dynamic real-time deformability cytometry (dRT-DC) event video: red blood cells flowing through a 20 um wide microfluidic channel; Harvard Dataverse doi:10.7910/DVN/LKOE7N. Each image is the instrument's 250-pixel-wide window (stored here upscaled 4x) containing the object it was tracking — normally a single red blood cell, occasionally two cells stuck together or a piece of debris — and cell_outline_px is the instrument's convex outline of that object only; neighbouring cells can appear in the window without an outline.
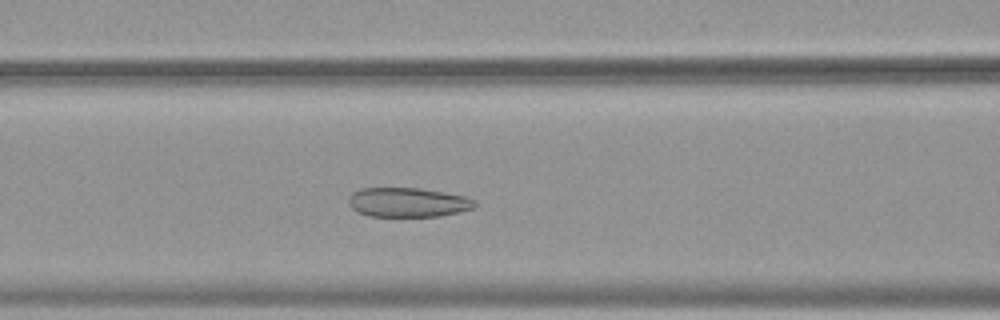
{"species": "common noctule bat (a hibernating species)", "species_latin": "Nyctalus noctula", "temperature_condition": "warm", "stored_images_in_passage": 48, "camera_frame_rate_fps": 3000, "um_per_image_px": 0.085, "animal": {"sex": "female", "body_mass_g": 19.9}, "frame": {"image": 1, "passage_image": 17, "time_ms": 5.333, "image_size_px": [1000, 320], "cell_outline_px": [[476, 204], [472, 208], [460, 212], [440, 216], [368, 216], [352, 208], [348, 204], [348, 196], [352, 192], [360, 188], [420, 188], [468, 196], [476, 200]], "centroid_in_image_um": [34.68, 17.19], "position_along_channel_um": 131.9, "area_um2": 21.79}}
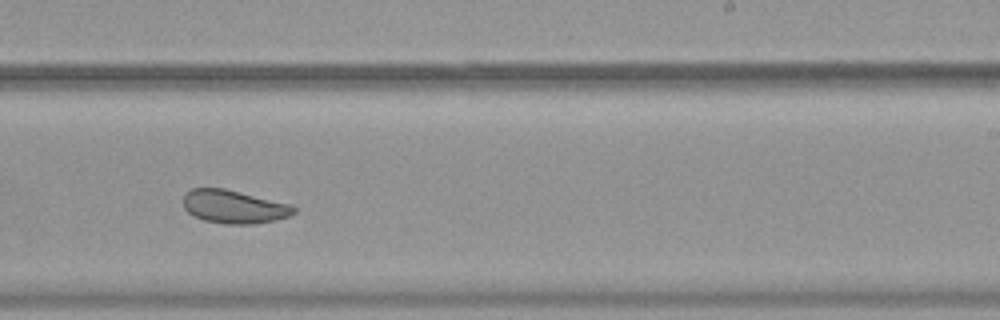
{"frame": {"image": 2, "passage_image": 28, "time_ms": 9.0, "image_size_px": [1000, 320], "cell_outline_px": [[296, 212], [288, 216], [276, 220], [252, 224], [224, 224], [204, 220], [188, 212], [184, 208], [184, 192], [192, 188], [224, 188], [292, 204], [296, 208]], "centroid_in_image_um": [19.9, 17.56], "position_along_channel_um": 269.1, "area_um2": 21.5}}
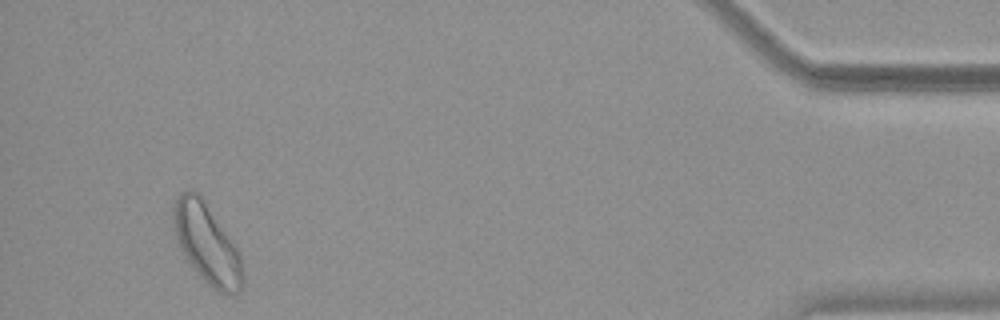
{"frame": {"image": 3, "passage_image": 45, "time_ms": 14.667, "image_size_px": [1000, 320], "cell_outline_px": [[244, 280], [240, 288], [228, 292], [216, 292], [196, 272], [180, 248], [176, 240], [172, 220], [172, 208], [176, 196], [184, 192], [200, 192], [240, 252], [244, 272]], "centroid_in_image_um": [17.57, 20.66], "position_along_channel_um": 417.6, "area_um2": 32.19}, "authors_computed_cell_mechanics": {"area_um2": 26.1834, "velocity_mm_per_s": 3.7614, "shape_relaxation_time_tau1_ms": null, "shape_relaxation_time_tau2_ms": 1.5017, "deformation_change_tau1": null, "deformation_change_tau2": 0.0635}}